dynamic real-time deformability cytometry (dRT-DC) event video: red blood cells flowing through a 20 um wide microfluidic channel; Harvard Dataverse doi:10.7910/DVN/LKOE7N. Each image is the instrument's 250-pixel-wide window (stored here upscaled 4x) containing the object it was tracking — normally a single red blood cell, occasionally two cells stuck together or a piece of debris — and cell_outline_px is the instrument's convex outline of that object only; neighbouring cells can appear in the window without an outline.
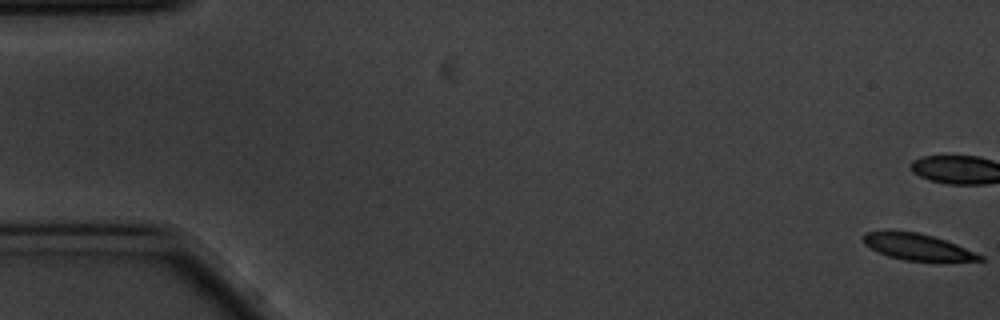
{"species": "common noctule bat (a hibernating species)", "species_latin": "Nyctalus noctula", "temperature_condition": "cold", "stored_images_in_passage": 58, "camera_frame_rate_fps": 3000, "um_per_image_px": 0.085, "animal": {"sex": "male", "body_mass_g": 20.1, "forearm_length_mm": 53.5}, "frame": {"image": 1, "passage_image": 1, "time_ms": 0.0, "image_size_px": [1000, 320], "cell_outline_px": [[984, 260], [904, 260], [888, 256], [864, 244], [860, 236], [864, 232], [916, 232], [932, 236], [956, 244], [984, 256]], "centroid_in_image_um": [77.95, 20.98], "position_along_channel_um": 7.1, "area_um2": 17.22}, "authors_computed_cell_mechanics": {"area_um2": 19.4208, "velocity_mm_per_s": 3.4528, "shape_relaxation_time_tau1_ms": 3.545, "shape_relaxation_time_tau2_ms": 3.0799, "deformation_change_tau1": 0.1205, "deformation_change_tau2": 0.0749}}